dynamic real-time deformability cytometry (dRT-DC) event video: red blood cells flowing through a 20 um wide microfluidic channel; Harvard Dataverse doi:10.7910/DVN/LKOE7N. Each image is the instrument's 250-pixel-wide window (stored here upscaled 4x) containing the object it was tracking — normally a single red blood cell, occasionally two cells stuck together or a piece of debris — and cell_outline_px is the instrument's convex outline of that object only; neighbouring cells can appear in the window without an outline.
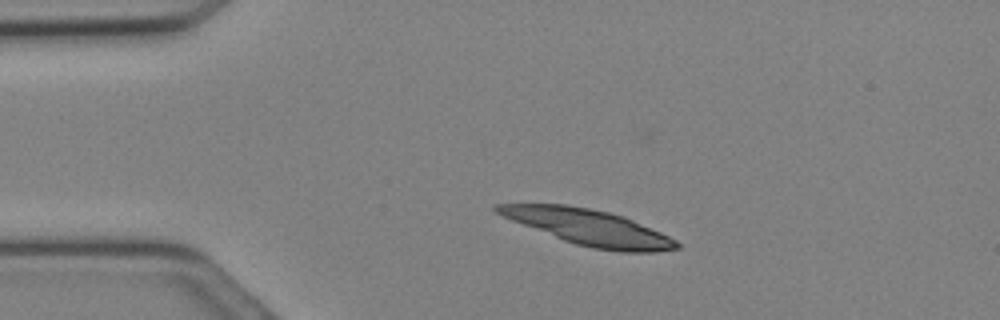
{"species": "Egyptian fruit bat (a non-hibernating species)", "species_latin": "Rousettus aegyptiacus", "temperature_condition": "cold", "stored_images_in_passage": 4, "camera_frame_rate_fps": 3000, "um_per_image_px": 0.085, "animal": {"sex": "female"}, "frame": {"image": 1, "passage_image": 1, "time_ms": 0.0, "image_size_px": [1000, 320], "cell_outline_px": [[680, 248], [656, 252], [620, 252], [596, 248], [576, 244], [564, 240], [512, 220], [496, 212], [492, 208], [492, 204], [568, 204], [608, 212], [624, 216], [660, 232], [676, 240], [680, 244]], "centroid_in_image_um": [50.06, 19.31], "position_along_channel_um": 34.9, "area_um2": 36.82}}